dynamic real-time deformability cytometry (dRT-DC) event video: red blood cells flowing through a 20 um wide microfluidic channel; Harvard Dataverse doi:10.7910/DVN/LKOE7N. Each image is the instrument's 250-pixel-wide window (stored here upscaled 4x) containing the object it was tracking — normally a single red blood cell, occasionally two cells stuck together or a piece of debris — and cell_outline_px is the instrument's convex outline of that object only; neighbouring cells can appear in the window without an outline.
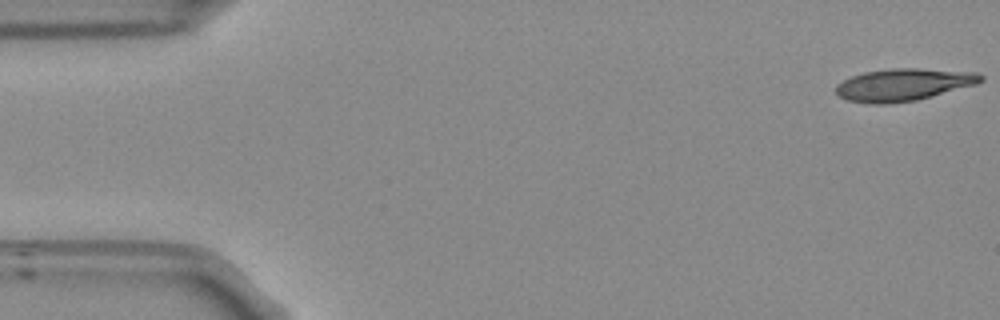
{"species": "Egyptian fruit bat (a non-hibernating species)", "species_latin": "Rousettus aegyptiacus", "temperature_condition": "room temperature", "stored_images_in_passage": 13, "camera_frame_rate_fps": 3000, "um_per_image_px": 0.085, "frame": {"image": 1, "passage_image": 1, "time_ms": 0.0, "image_size_px": [1000, 320], "cell_outline_px": [[984, 80], [976, 84], [916, 100], [888, 104], [868, 104], [848, 100], [840, 96], [836, 92], [836, 84], [852, 76], [864, 72], [892, 68], [920, 68], [976, 72], [984, 76]], "centroid_in_image_um": [76.8, 7.19], "position_along_channel_um": 8.2, "area_um2": 27.22}}